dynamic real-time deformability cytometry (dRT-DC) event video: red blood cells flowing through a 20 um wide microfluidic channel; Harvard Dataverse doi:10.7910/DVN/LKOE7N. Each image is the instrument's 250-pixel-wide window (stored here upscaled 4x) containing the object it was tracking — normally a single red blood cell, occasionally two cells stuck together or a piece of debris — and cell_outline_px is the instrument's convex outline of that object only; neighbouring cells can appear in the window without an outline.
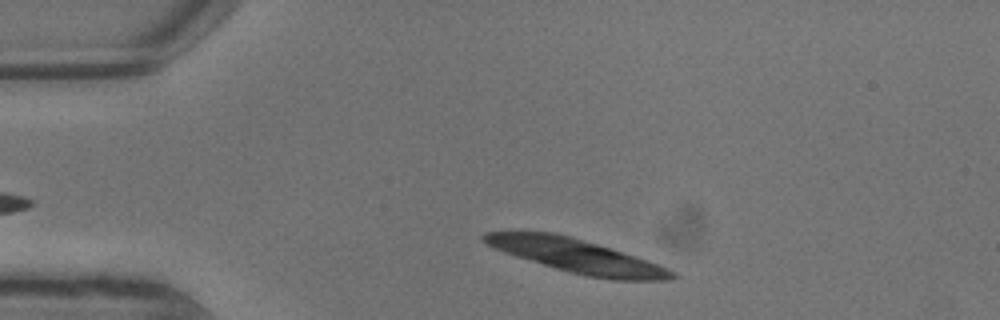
{"species": "common noctule bat (a hibernating species)", "species_latin": "Nyctalus noctula", "temperature_condition": "warm", "stored_images_in_passage": 4, "camera_frame_rate_fps": 3000, "um_per_image_px": 0.085, "animal": {"sex": "male", "body_mass_g": 13.3}, "frame": {"image": 1, "passage_image": 1, "time_ms": 0.0, "image_size_px": [1000, 320], "cell_outline_px": [[680, 276], [672, 280], [616, 280], [588, 276], [556, 268], [516, 256], [504, 252], [480, 240], [480, 236], [484, 232], [556, 232], [572, 236], [668, 268], [676, 272]], "centroid_in_image_um": [49.01, 21.75], "position_along_channel_um": 36.0, "area_um2": 36.07}}